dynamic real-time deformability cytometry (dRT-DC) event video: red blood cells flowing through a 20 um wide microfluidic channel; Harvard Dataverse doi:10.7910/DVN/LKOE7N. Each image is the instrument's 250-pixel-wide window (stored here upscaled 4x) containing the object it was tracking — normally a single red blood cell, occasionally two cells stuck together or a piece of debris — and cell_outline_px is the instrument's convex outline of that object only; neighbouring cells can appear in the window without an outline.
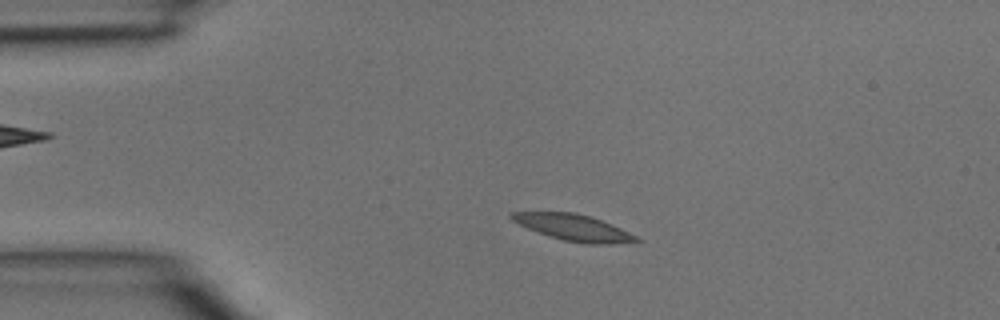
{"species": "common noctule bat (a hibernating species)", "species_latin": "Nyctalus noctula", "temperature_condition": "room temperature", "stored_images_in_passage": 5, "segment_of_instrument_passage": [1, 2], "camera_frame_rate_fps": 3000, "um_per_image_px": 0.085, "animal": {"sex": "male", "body_mass_g": 15.6}, "frame": {"image": 1, "passage_image": 3, "time_ms": 0.667, "image_size_px": [1000, 320], "cell_outline_px": [[640, 240], [608, 244], [592, 244], [564, 240], [548, 236], [528, 228], [512, 220], [508, 216], [508, 212], [572, 212], [588, 216], [612, 224], [636, 236]], "centroid_in_image_um": [48.69, 19.33], "position_along_channel_um": 36.3, "area_um2": 18.67}}